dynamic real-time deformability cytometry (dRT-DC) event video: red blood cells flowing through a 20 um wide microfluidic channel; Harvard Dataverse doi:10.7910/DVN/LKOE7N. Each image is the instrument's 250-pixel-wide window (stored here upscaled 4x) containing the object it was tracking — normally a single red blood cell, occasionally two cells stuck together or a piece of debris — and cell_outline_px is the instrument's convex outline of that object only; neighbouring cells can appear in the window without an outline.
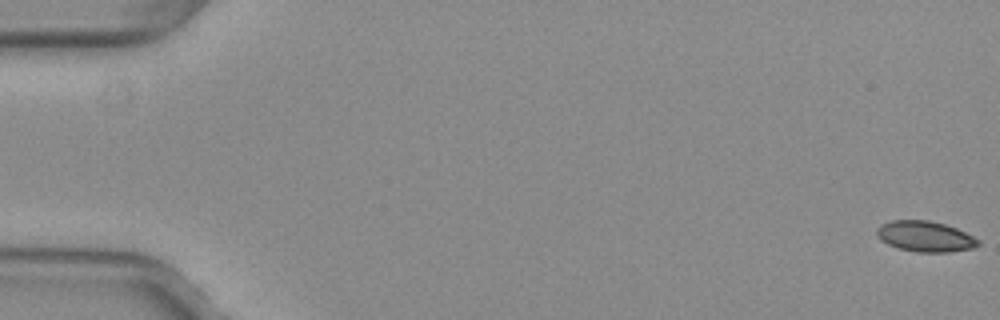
{"species": "common noctule bat (a hibernating species)", "species_latin": "Nyctalus noctula", "temperature_condition": "warm", "stored_images_in_passage": 18, "camera_frame_rate_fps": 3000, "um_per_image_px": 0.085, "animal": {"sex": "female", "body_mass_g": 29.2, "forearm_length_mm": 56.3}, "frame": {"image": 1, "passage_image": 1, "time_ms": 0.0, "image_size_px": [1000, 320], "cell_outline_px": [[980, 244], [972, 248], [948, 252], [916, 252], [900, 248], [888, 244], [880, 240], [876, 232], [876, 228], [880, 224], [892, 220], [928, 220], [944, 224], [956, 228], [980, 240]], "centroid_in_image_um": [78.61, 20.09], "position_along_channel_um": 6.4, "area_um2": 18.03}}
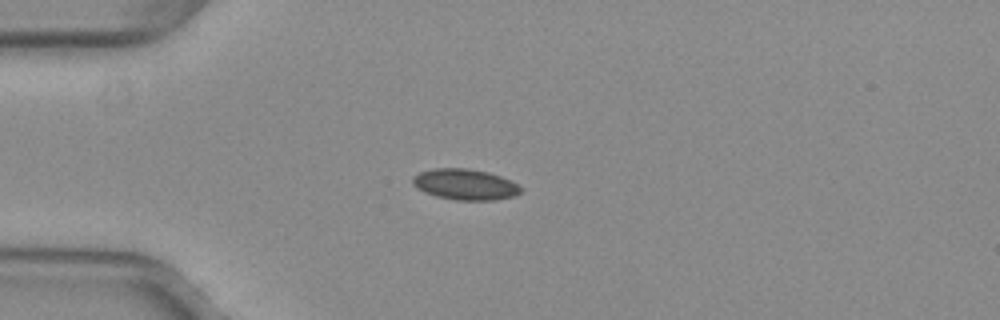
{"frame": {"image": 2, "passage_image": 15, "time_ms": 4.667, "image_size_px": [1000, 320], "cell_outline_px": [[524, 188], [516, 196], [496, 200], [456, 200], [436, 196], [424, 192], [416, 188], [412, 184], [412, 176], [420, 172], [432, 168], [468, 168], [488, 172], [512, 180]], "centroid_in_image_um": [39.55, 15.67], "position_along_channel_um": 45.5, "area_um2": 19.77}}